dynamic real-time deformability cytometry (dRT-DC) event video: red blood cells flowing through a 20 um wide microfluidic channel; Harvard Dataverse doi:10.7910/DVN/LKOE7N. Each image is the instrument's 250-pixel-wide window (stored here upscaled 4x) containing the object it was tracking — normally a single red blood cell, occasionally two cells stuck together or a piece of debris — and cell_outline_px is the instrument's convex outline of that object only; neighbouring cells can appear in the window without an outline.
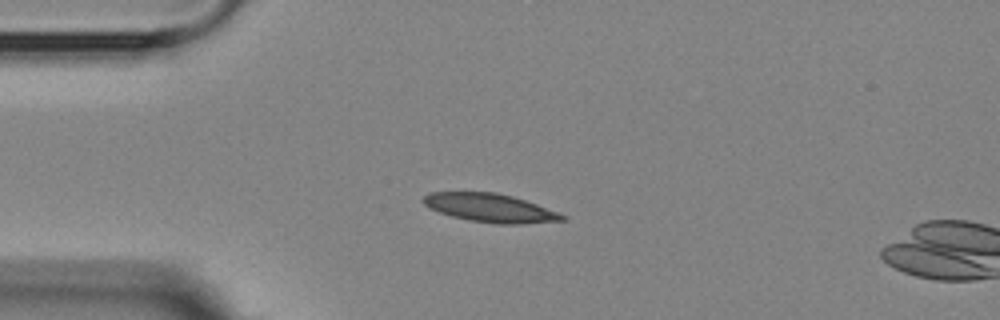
{"species": "Egyptian fruit bat (a non-hibernating species)", "species_latin": "Rousettus aegyptiacus", "temperature_condition": "room temperature", "stored_images_in_passage": 4, "camera_frame_rate_fps": 3000, "um_per_image_px": 0.085, "animal": {"sex": "female"}, "frame": {"image": 1, "passage_image": 3, "time_ms": 3.333, "image_size_px": [1000, 320], "cell_outline_px": [[568, 220], [520, 224], [496, 224], [468, 220], [452, 216], [428, 208], [420, 200], [428, 192], [496, 192], [512, 196], [560, 212], [568, 216]], "centroid_in_image_um": [41.68, 17.67], "position_along_channel_um": 43.3, "area_um2": 23.29}}